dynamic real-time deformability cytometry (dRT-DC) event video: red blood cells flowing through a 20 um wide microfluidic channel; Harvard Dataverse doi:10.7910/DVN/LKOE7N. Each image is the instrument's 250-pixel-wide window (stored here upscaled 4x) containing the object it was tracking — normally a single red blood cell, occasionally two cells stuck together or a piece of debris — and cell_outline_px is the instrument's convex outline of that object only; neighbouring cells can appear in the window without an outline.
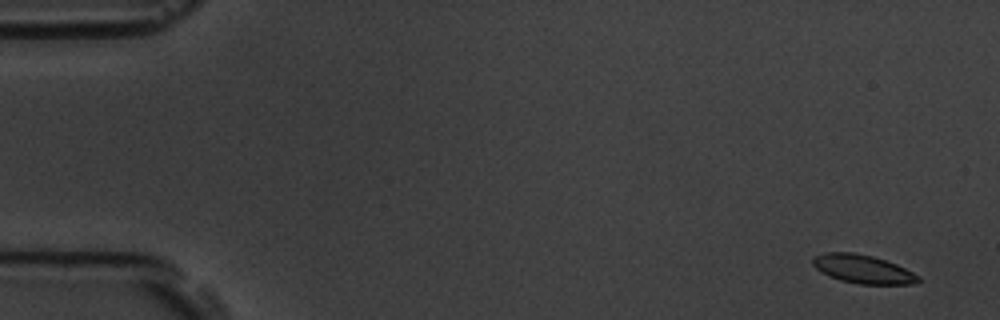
{"species": "common noctule bat (a hibernating species)", "species_latin": "Nyctalus noctula", "temperature_condition": "room temperature", "stored_images_in_passage": 8, "camera_frame_rate_fps": 3000, "um_per_image_px": 0.085, "animal": {"sex": "male", "body_mass_g": 19.5, "forearm_length_mm": 54.6}, "frame": {"image": 1, "passage_image": 1, "time_ms": 0.0, "image_size_px": [1000, 320], "cell_outline_px": [[920, 280], [916, 284], [860, 284], [840, 280], [828, 276], [816, 268], [812, 264], [812, 256], [824, 252], [852, 252], [872, 256], [896, 264], [920, 276]], "centroid_in_image_um": [73.31, 22.87], "position_along_channel_um": 11.7, "area_um2": 17.57}}
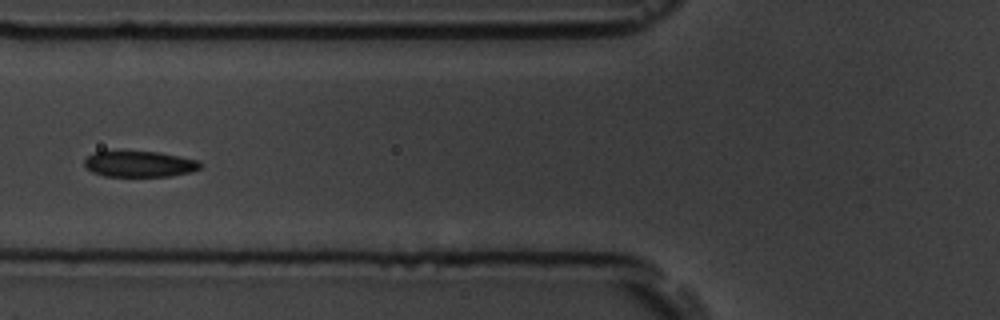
{"frame": {"image": 2, "passage_image": 7, "time_ms": 6.667, "image_size_px": [1000, 320], "cell_outline_px": [[200, 168], [192, 172], [172, 176], [104, 176], [92, 172], [84, 164], [84, 160], [92, 152], [160, 152], [200, 160]], "centroid_in_image_um": [11.89, 13.95], "position_along_channel_um": 113.9, "area_um2": 17.46}}
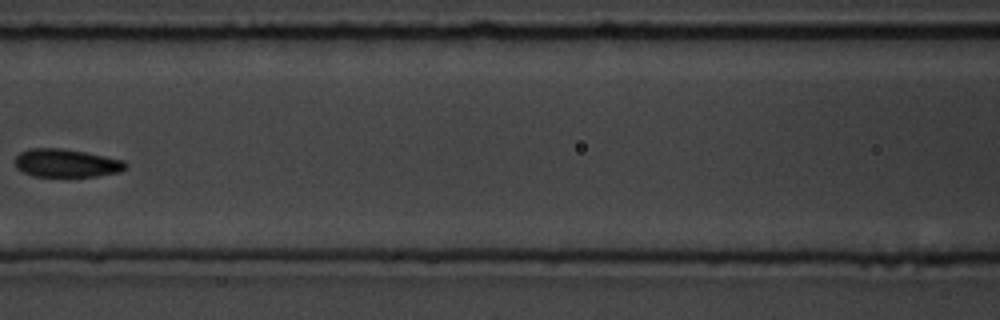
{"frame": {"image": 3, "passage_image": 8, "time_ms": 8.0, "image_size_px": [1000, 320], "cell_outline_px": [[128, 164], [120, 172], [72, 180], [32, 176], [16, 168], [16, 156], [20, 152], [28, 148], [60, 148], [84, 152], [124, 160]], "centroid_in_image_um": [5.63, 13.92], "position_along_channel_um": 161.0, "area_um2": 18.96}}